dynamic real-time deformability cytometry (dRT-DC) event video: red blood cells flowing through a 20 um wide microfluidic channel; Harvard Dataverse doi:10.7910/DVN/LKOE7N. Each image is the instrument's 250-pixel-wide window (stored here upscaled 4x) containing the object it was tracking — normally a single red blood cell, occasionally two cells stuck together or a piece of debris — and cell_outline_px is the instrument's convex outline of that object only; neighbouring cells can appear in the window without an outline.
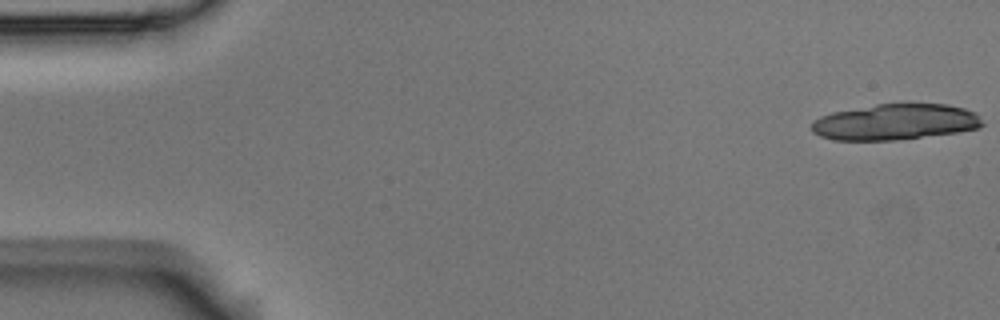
{"species": "Egyptian fruit bat (a non-hibernating species)", "species_latin": "Rousettus aegyptiacus", "temperature_condition": "room temperature", "stored_images_in_passage": 9, "camera_frame_rate_fps": 3000, "um_per_image_px": 0.085, "animal": {"sex": "male"}, "frame": {"image": 1, "passage_image": 1, "time_ms": 0.0, "image_size_px": [1000, 320], "cell_outline_px": [[984, 124], [976, 128], [956, 132], [896, 140], [832, 140], [820, 136], [812, 132], [812, 124], [820, 116], [832, 112], [876, 104], [908, 100], [948, 104], [964, 108], [976, 112]], "centroid_in_image_um": [76.12, 10.32], "position_along_channel_um": 8.9, "area_um2": 36.65}}